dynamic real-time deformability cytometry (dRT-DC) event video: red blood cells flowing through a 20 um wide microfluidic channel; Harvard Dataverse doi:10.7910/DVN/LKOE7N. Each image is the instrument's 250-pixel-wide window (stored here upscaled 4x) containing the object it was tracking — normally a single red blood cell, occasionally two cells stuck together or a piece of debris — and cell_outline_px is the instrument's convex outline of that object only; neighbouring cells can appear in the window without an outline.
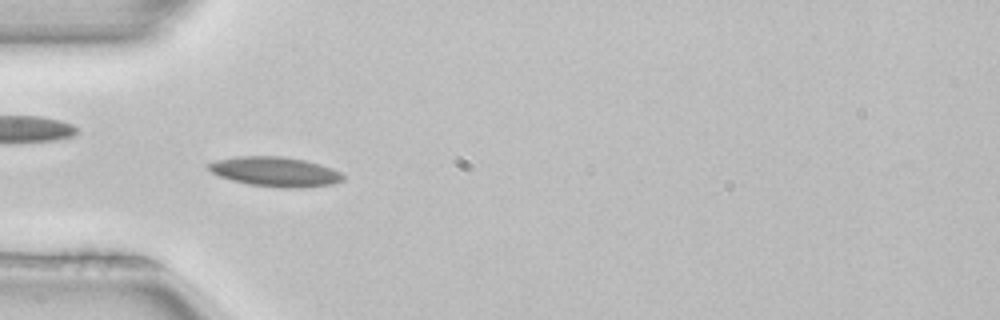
{"species": "common noctule bat (a hibernating species)", "species_latin": "Nyctalus noctula", "temperature_condition": "room temperature", "stored_images_in_passage": 6, "camera_frame_rate_fps": 3000, "um_per_image_px": 0.085, "animal": {"sex": "female", "body_mass_g": 22.7, "forearm_length_mm": 54.2}, "frame": {"image": 1, "passage_image": 5, "time_ms": 1.333, "image_size_px": [1000, 320], "cell_outline_px": [[344, 180], [332, 184], [304, 188], [280, 188], [248, 184], [232, 180], [220, 176], [212, 172], [208, 168], [208, 164], [216, 160], [236, 156], [284, 156], [304, 160], [320, 164], [332, 168], [340, 172], [344, 176]], "centroid_in_image_um": [23.42, 14.6], "position_along_channel_um": 61.6, "area_um2": 23.35}}